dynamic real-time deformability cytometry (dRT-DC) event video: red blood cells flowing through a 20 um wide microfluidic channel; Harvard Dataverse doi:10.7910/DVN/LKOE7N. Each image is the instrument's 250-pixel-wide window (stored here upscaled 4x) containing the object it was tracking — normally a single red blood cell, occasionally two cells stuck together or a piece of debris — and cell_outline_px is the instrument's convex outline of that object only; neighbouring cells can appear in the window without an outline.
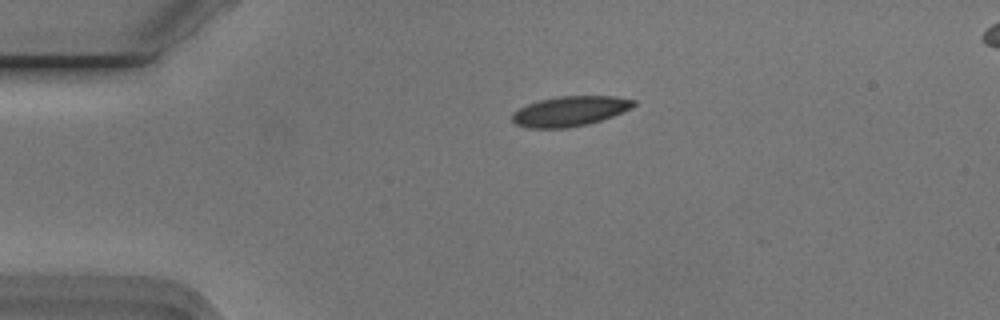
{"species": "Egyptian fruit bat (a non-hibernating species)", "species_latin": "Rousettus aegyptiacus", "temperature_condition": "cold", "stored_images_in_passage": 2, "camera_frame_rate_fps": 3000, "um_per_image_px": 0.085, "animal": {"sex": "male"}, "frame": {"image": 1, "passage_image": 1, "time_ms": 0.0, "image_size_px": [1000, 320], "cell_outline_px": [[636, 104], [632, 108], [612, 116], [588, 124], [568, 128], [528, 128], [516, 124], [512, 120], [512, 112], [528, 104], [540, 100], [556, 96], [616, 96], [636, 100]], "centroid_in_image_um": [48.45, 9.45], "position_along_channel_um": 36.5, "area_um2": 21.27}}